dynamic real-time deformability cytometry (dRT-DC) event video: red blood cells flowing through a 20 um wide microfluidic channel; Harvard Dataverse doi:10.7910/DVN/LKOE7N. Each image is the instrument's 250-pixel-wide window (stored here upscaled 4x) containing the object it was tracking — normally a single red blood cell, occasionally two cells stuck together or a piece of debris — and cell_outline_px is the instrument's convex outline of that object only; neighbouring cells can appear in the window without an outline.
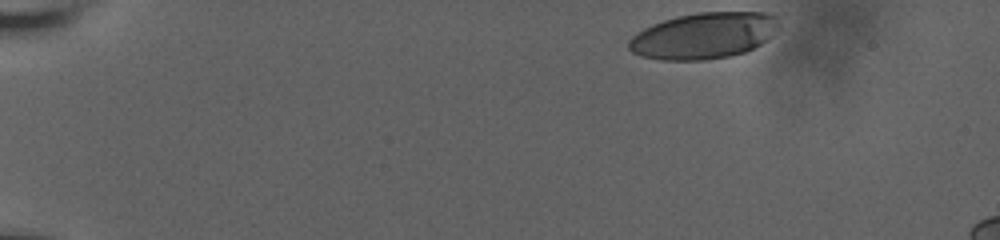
{"species": "human", "species_latin": "Homo sapiens", "temperature_condition": "room temperature", "stored_images_in_passage": 52, "camera_frame_rate_fps": 3000, "um_per_image_px": 0.085, "donor": {"sex": "male"}, "frame": {"image": 1, "passage_image": 1, "time_ms": 0.0, "image_size_px": [1000, 240], "cell_outline_px": [[780, 24], [760, 44], [744, 52], [732, 56], [704, 60], [660, 60], [640, 56], [632, 52], [628, 48], [628, 40], [632, 36], [644, 28], [652, 24], [676, 16], [696, 12], [772, 12], [780, 16]], "centroid_in_image_um": [59.81, 3.02], "position_along_channel_um": 25.2, "area_um2": 40.63}}
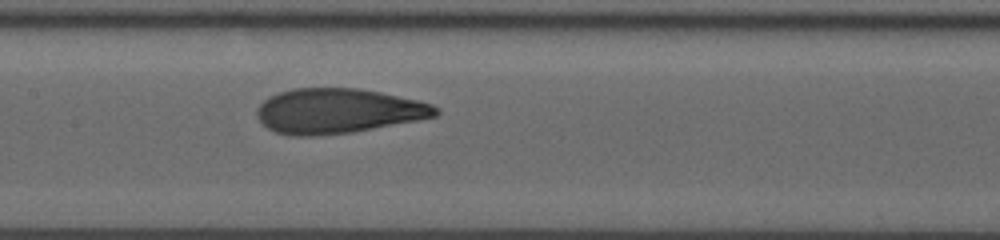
{"frame": {"image": 2, "passage_image": 28, "time_ms": 7.333, "image_size_px": [1000, 240], "cell_outline_px": [[440, 112], [436, 116], [420, 120], [352, 132], [316, 136], [292, 136], [276, 132], [268, 128], [260, 120], [256, 112], [256, 108], [268, 96], [292, 88], [356, 88], [380, 92], [416, 100], [432, 104], [440, 108]], "centroid_in_image_um": [28.73, 9.43], "position_along_channel_um": 178.7, "area_um2": 46.82}}
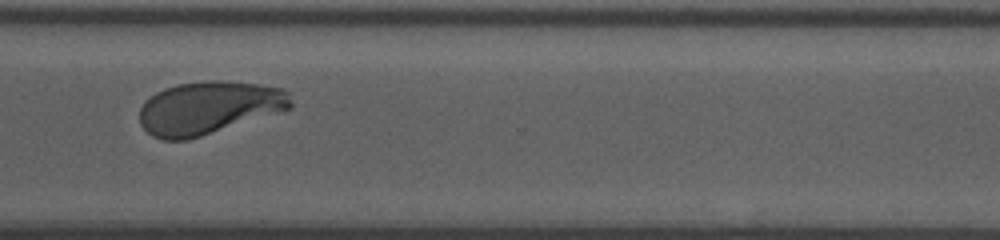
{"frame": {"image": 3, "passage_image": 51, "time_ms": 12.0, "image_size_px": [1000, 240], "cell_outline_px": [[292, 108], [188, 140], [164, 140], [152, 136], [140, 124], [140, 108], [144, 100], [156, 92], [164, 88], [176, 84], [204, 80], [220, 80], [260, 84], [284, 88], [288, 92], [292, 104]], "centroid_in_image_um": [17.73, 9.14], "position_along_channel_um": 352.9, "area_um2": 46.82}}